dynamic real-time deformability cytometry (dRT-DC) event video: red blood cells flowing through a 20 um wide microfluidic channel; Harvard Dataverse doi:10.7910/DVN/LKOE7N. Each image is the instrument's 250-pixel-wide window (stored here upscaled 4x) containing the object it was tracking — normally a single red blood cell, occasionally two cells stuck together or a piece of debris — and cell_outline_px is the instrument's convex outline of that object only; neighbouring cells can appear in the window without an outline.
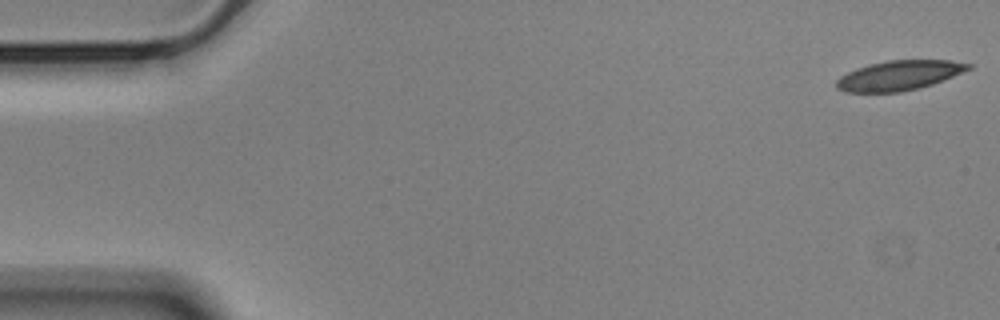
{"species": "Egyptian fruit bat (a non-hibernating species)", "species_latin": "Rousettus aegyptiacus", "temperature_condition": "cold", "stored_images_in_passage": 50, "camera_frame_rate_fps": 3000, "um_per_image_px": 0.085, "animal": {"sex": "male"}, "frame": {"image": 1, "passage_image": 1, "time_ms": 0.0, "image_size_px": [1000, 320], "cell_outline_px": [[972, 68], [932, 84], [920, 88], [900, 92], [844, 92], [836, 88], [836, 80], [840, 76], [856, 68], [868, 64], [888, 60], [952, 60], [972, 64]], "centroid_in_image_um": [76.4, 6.41], "position_along_channel_um": 8.6, "area_um2": 22.89}}
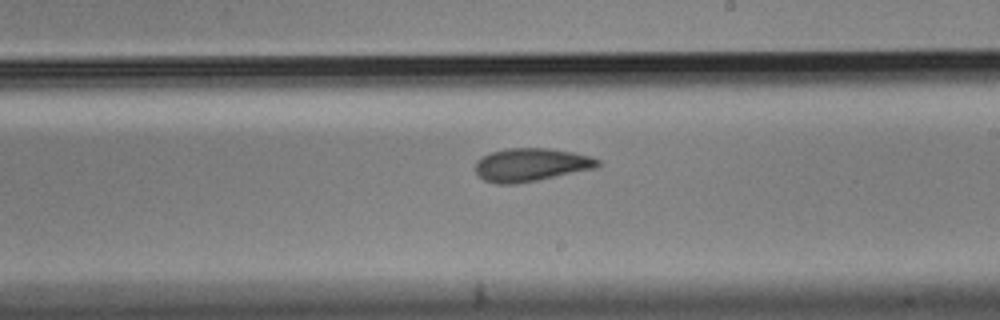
{"frame": {"image": 2, "passage_image": 32, "time_ms": 10.333, "image_size_px": [1000, 320], "cell_outline_px": [[600, 164], [596, 168], [516, 184], [496, 184], [484, 180], [476, 172], [476, 160], [480, 156], [488, 152], [508, 148], [548, 148], [572, 152], [592, 156], [600, 160]], "centroid_in_image_um": [45.11, 13.99], "position_along_channel_um": 243.9, "area_um2": 23.76}}
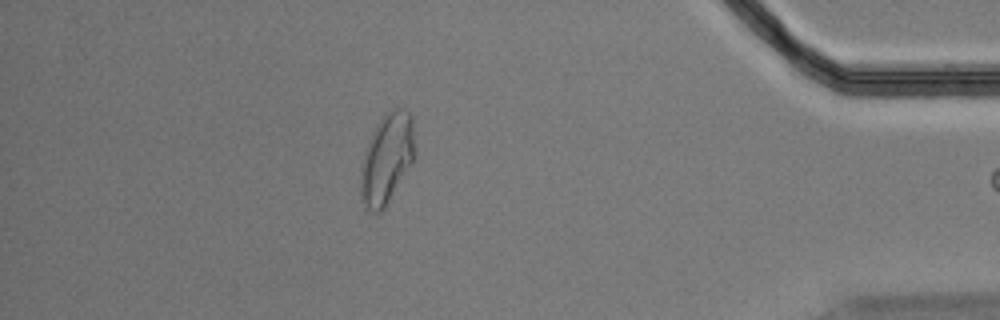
{"frame": {"image": 3, "passage_image": 49, "time_ms": 16.0, "image_size_px": [1000, 320], "cell_outline_px": [[416, 156], [412, 164], [384, 208], [380, 212], [372, 212], [364, 204], [360, 192], [360, 172], [364, 152], [372, 132], [376, 124], [384, 112], [392, 108], [404, 108], [412, 116], [416, 152]], "centroid_in_image_um": [32.9, 13.43], "position_along_channel_um": 402.3, "area_um2": 28.84}}